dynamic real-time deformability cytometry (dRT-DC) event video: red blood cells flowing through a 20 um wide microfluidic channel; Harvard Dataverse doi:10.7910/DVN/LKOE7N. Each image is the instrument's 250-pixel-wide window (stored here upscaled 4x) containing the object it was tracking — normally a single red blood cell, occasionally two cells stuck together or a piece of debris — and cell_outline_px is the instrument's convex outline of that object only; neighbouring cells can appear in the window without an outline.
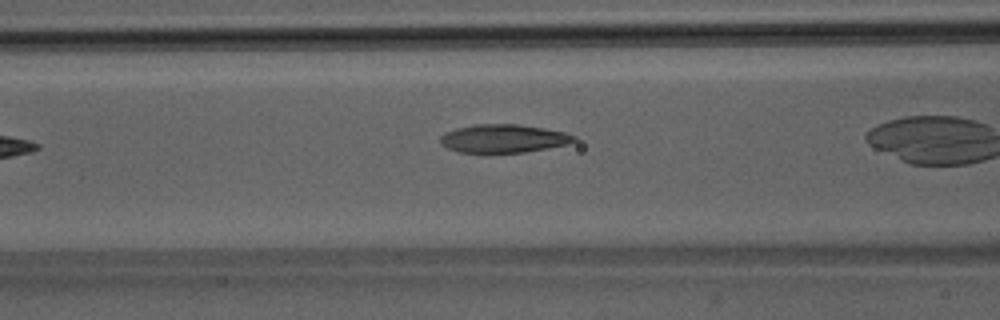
{"species": "Egyptian fruit bat (a non-hibernating species)", "species_latin": "Rousettus aegyptiacus", "temperature_condition": "room temperature", "stored_images_in_passage": 4, "camera_frame_rate_fps": 3000, "um_per_image_px": 0.085, "animal": {"sex": "male"}, "frame": {"image": 1, "passage_image": 4, "time_ms": 3.333, "image_size_px": [1000, 320], "cell_outline_px": [[576, 140], [568, 144], [548, 148], [524, 152], [460, 152], [448, 148], [440, 144], [440, 136], [444, 132], [456, 128], [476, 124], [516, 124], [544, 128], [564, 132], [576, 136]], "centroid_in_image_um": [42.78, 11.77], "position_along_channel_um": 123.8, "area_um2": 21.96}}